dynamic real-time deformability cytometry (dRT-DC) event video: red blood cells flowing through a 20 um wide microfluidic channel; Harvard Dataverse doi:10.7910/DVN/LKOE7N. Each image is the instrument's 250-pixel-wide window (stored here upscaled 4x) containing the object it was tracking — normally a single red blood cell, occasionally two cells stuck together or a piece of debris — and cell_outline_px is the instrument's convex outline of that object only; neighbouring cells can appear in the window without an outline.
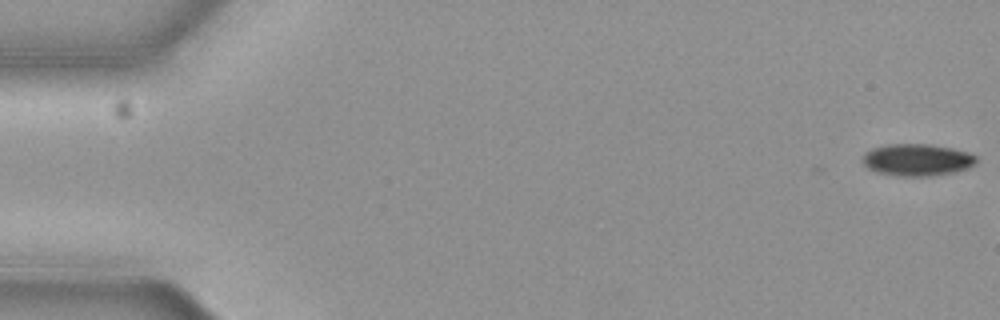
{"species": "common noctule bat (a hibernating species)", "species_latin": "Nyctalus noctula", "temperature_condition": "cold", "stored_images_in_passage": 5, "camera_frame_rate_fps": 3000, "um_per_image_px": 0.085, "animal": {"sex": "female", "body_mass_g": 19.3, "forearm_length_mm": 54.1}, "frame": {"image": 1, "passage_image": 1, "time_ms": 0.0, "image_size_px": [1000, 320], "cell_outline_px": [[976, 164], [968, 168], [956, 172], [932, 176], [896, 176], [876, 172], [868, 168], [860, 160], [860, 156], [864, 152], [872, 148], [888, 144], [928, 144], [952, 148], [968, 152], [976, 156]], "centroid_in_image_um": [77.92, 13.59], "position_along_channel_um": 7.1, "area_um2": 21.56}}